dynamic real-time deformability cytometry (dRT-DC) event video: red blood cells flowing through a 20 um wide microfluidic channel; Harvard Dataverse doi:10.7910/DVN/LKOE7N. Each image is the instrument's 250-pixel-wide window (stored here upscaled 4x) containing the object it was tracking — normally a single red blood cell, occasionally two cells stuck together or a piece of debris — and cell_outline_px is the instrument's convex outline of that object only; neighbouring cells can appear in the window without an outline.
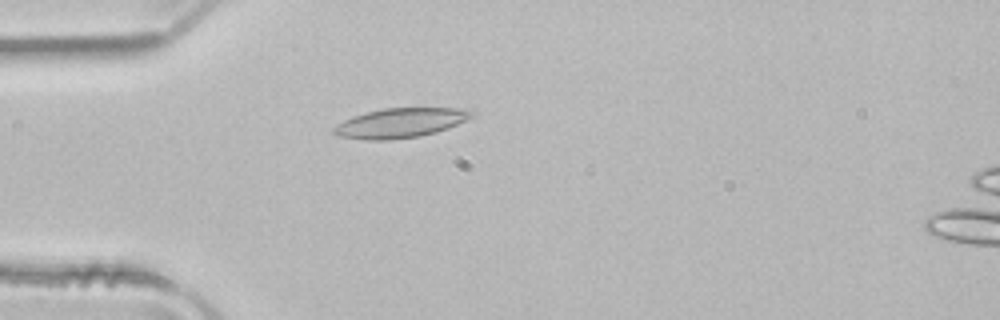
{"species": "common noctule bat (a hibernating species)", "species_latin": "Nyctalus noctula", "temperature_condition": "room temperature", "stored_images_in_passage": 51, "camera_frame_rate_fps": 3000, "um_per_image_px": 0.085, "animal": {"sex": "male", "body_mass_g": 21.5, "forearm_length_mm": 52.0}, "frame": {"image": 1, "passage_image": 14, "time_ms": 4.333, "image_size_px": [1000, 320], "cell_outline_px": [[476, 116], [448, 128], [436, 132], [420, 136], [388, 140], [368, 140], [336, 136], [332, 132], [332, 128], [344, 120], [352, 116], [364, 112], [384, 108], [464, 108], [476, 112]], "centroid_in_image_um": [34.04, 10.44], "position_along_channel_um": 51.0, "area_um2": 24.04}}
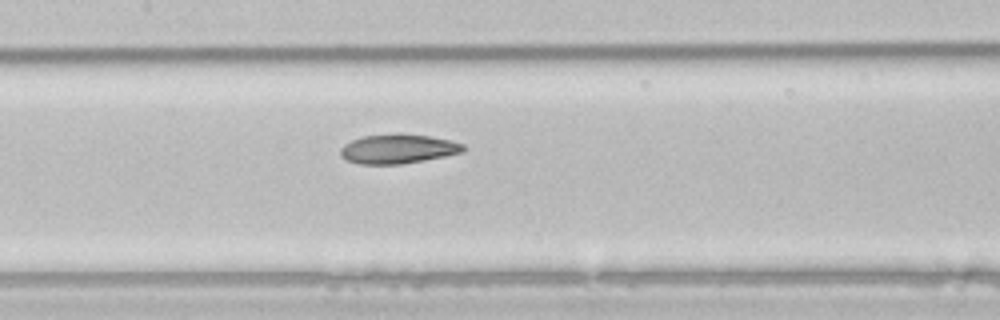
{"frame": {"image": 2, "passage_image": 24, "time_ms": 7.667, "image_size_px": [1000, 320], "cell_outline_px": [[464, 152], [444, 156], [400, 164], [360, 164], [348, 160], [340, 156], [340, 148], [344, 144], [352, 140], [364, 136], [396, 132], [400, 132], [428, 136], [448, 140], [464, 144]], "centroid_in_image_um": [33.8, 12.63], "position_along_channel_um": 173.6, "area_um2": 21.04}}
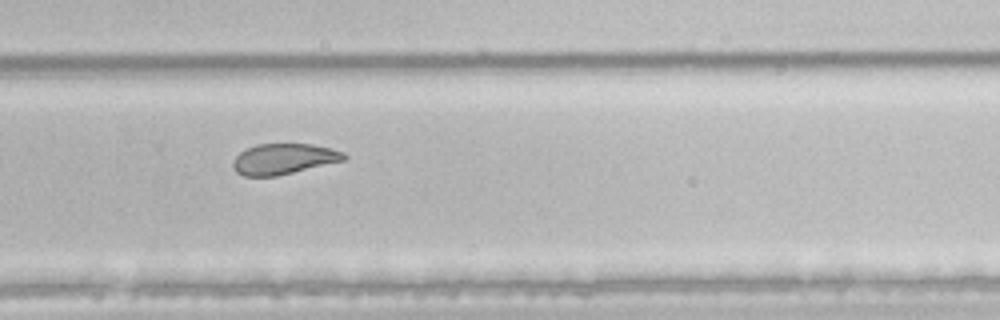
{"frame": {"image": 3, "passage_image": 34, "time_ms": 11.0, "image_size_px": [1000, 320], "cell_outline_px": [[348, 156], [344, 160], [276, 176], [244, 176], [236, 172], [232, 168], [232, 160], [244, 148], [256, 144], [312, 144], [332, 148], [344, 152]], "centroid_in_image_um": [24.07, 13.5], "position_along_channel_um": 305.7, "area_um2": 19.94}, "authors_computed_cell_mechanics": {"area_um2": 22.8888, "velocity_mm_per_s": 3.9855, "shape_relaxation_time_tau1_ms": 6.5385, "shape_relaxation_time_tau2_ms": 3.9222, "deformation_change_tau1": 0.1546, "deformation_change_tau2": 0.0881}}